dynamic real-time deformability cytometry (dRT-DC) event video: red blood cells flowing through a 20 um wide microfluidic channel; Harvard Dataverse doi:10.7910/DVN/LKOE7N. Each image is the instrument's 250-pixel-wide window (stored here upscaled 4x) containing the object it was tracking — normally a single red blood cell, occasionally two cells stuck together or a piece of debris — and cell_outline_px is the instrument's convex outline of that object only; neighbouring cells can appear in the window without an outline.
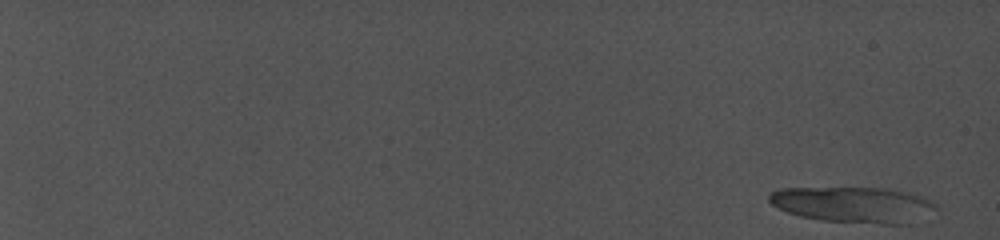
{"species": "common noctule bat (a hibernating species)", "species_latin": "Nyctalus noctula", "temperature_condition": "cold", "stored_images_in_passage": 11, "camera_frame_rate_fps": 5000, "um_per_image_px": 0.085, "animal": {"sex": "female", "body_mass_g": 19.0, "forearm_length_mm": 56.7}, "frame": {"image": 1, "passage_image": 1, "time_ms": 0.0, "image_size_px": [1000, 240], "cell_outline_px": [[936, 208], [916, 224], [880, 224], [820, 220], [800, 216], [788, 212], [772, 204], [768, 200], [768, 196], [772, 192], [784, 188], [888, 188], [916, 196], [936, 204]], "centroid_in_image_um": [72.54, 17.42], "position_along_channel_um": 12.5, "area_um2": 34.56}}